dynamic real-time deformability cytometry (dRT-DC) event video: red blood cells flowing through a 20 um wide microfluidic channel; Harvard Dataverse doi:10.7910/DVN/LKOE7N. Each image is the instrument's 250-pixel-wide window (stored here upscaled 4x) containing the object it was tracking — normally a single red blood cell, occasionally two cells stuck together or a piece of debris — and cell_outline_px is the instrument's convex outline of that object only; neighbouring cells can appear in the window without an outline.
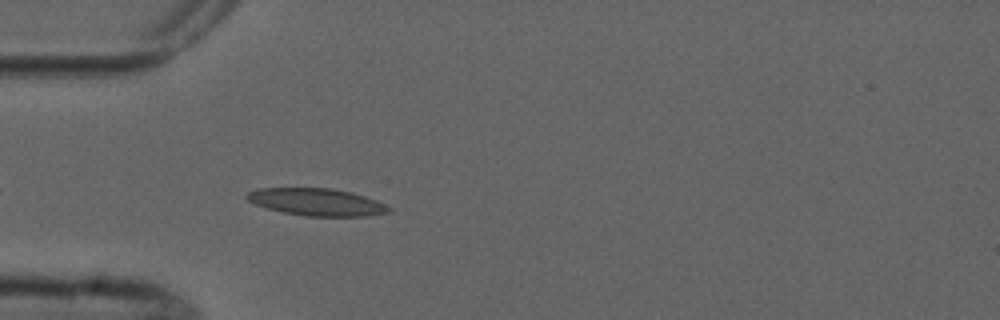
{"species": "common noctule bat (a hibernating species)", "species_latin": "Nyctalus noctula", "temperature_condition": "cold", "stored_images_in_passage": 4, "camera_frame_rate_fps": 3000, "um_per_image_px": 0.085, "animal": {"sex": "male", "forearm_length_mm": 52.5}, "frame": {"image": 1, "passage_image": 4, "time_ms": 4.667, "image_size_px": [1000, 320], "cell_outline_px": [[392, 212], [368, 216], [308, 216], [284, 212], [268, 208], [256, 204], [248, 200], [244, 196], [248, 192], [260, 188], [332, 188], [352, 192], [376, 200], [392, 208]], "centroid_in_image_um": [26.96, 17.17], "position_along_channel_um": 58.0, "area_um2": 22.48}}